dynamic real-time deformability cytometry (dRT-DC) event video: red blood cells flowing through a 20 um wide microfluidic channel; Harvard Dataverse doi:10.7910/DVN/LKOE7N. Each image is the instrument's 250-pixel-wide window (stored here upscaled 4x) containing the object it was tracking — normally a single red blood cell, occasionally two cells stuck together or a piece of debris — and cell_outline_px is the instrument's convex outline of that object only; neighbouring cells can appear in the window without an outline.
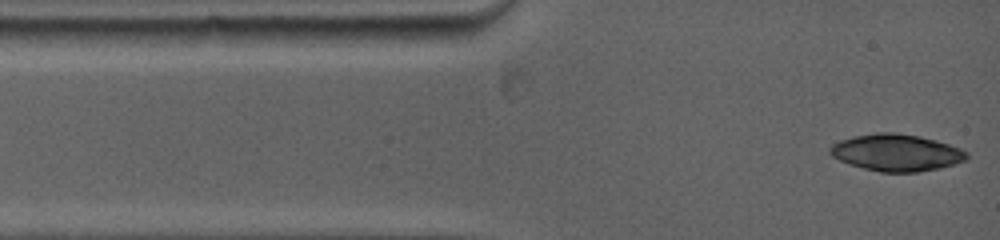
{"species": "common noctule bat (a hibernating species)", "species_latin": "Nyctalus noctula", "temperature_condition": "warm", "stored_images_in_passage": 7, "camera_frame_rate_fps": 5000, "um_per_image_px": 0.085, "animal": {"sex": "female", "body_mass_g": 19.0, "forearm_length_mm": 53.3}, "frame": {"image": 1, "passage_image": 1, "time_ms": 0.0, "image_size_px": [1000, 240], "cell_outline_px": [[968, 156], [964, 160], [940, 168], [916, 172], [880, 172], [864, 168], [840, 160], [832, 156], [828, 152], [828, 148], [832, 144], [840, 140], [852, 136], [876, 132], [896, 132], [920, 136], [936, 140], [960, 148], [968, 152]], "centroid_in_image_um": [76.17, 12.95], "position_along_channel_um": 8.8, "area_um2": 29.36}}